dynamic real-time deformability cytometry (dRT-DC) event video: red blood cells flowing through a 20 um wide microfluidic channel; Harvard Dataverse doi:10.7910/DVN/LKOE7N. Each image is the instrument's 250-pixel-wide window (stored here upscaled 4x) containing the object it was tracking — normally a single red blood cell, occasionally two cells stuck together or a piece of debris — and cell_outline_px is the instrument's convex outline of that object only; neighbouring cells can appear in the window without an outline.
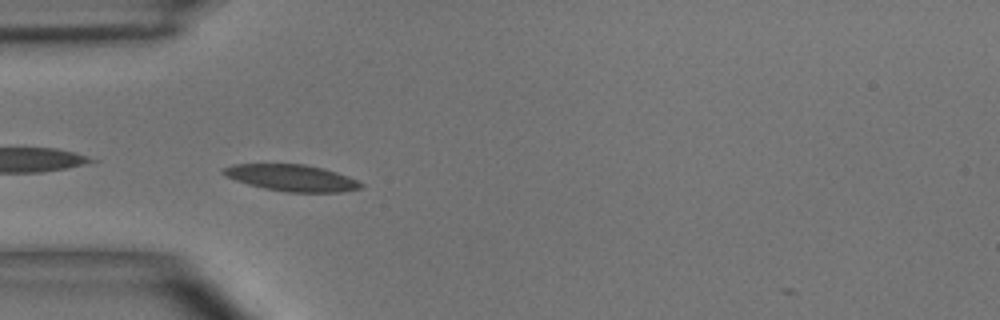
{"species": "common noctule bat (a hibernating species)", "species_latin": "Nyctalus noctula", "temperature_condition": "room temperature", "stored_images_in_passage": 8, "camera_frame_rate_fps": 3000, "um_per_image_px": 0.085, "animal": {"sex": "male", "body_mass_g": 15.6}, "frame": {"image": 1, "passage_image": 4, "time_ms": 4.333, "image_size_px": [1000, 320], "cell_outline_px": [[364, 184], [360, 188], [340, 192], [288, 192], [264, 188], [248, 184], [224, 176], [220, 172], [220, 168], [232, 164], [304, 164], [324, 168], [348, 176]], "centroid_in_image_um": [24.74, 15.11], "position_along_channel_um": 60.3, "area_um2": 21.33}}
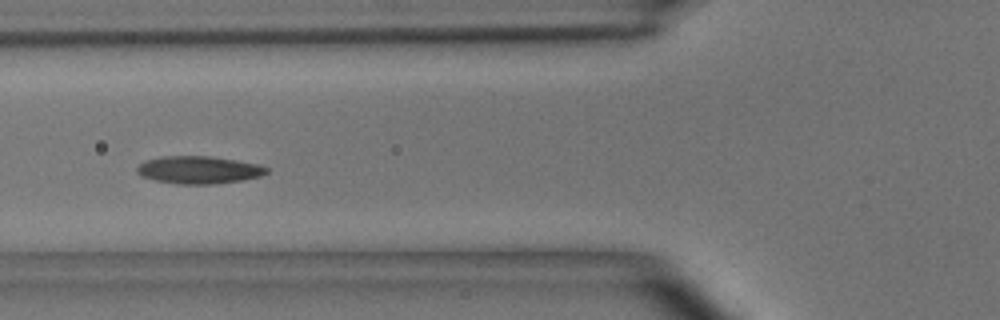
{"frame": {"image": 2, "passage_image": 5, "time_ms": 5.667, "image_size_px": [1000, 320], "cell_outline_px": [[268, 172], [260, 176], [240, 180], [216, 184], [176, 184], [156, 180], [140, 176], [136, 172], [136, 168], [144, 160], [160, 156], [208, 156], [236, 160], [260, 164], [268, 168]], "centroid_in_image_um": [16.87, 14.43], "position_along_channel_um": 108.9, "area_um2": 20.92}}